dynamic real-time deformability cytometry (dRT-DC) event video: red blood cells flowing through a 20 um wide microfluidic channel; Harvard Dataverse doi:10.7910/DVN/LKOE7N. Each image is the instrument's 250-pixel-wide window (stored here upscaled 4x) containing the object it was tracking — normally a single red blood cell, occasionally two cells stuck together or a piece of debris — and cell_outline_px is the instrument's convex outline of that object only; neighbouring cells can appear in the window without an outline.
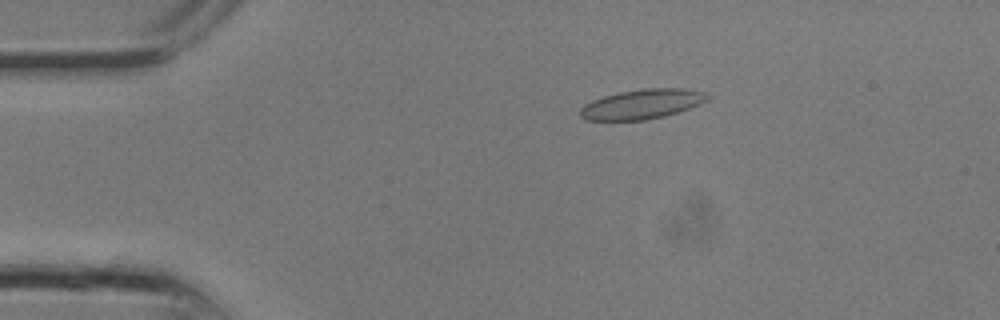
{"species": "common noctule bat (a hibernating species)", "species_latin": "Nyctalus noctula", "temperature_condition": "room temperature", "stored_images_in_passage": 8, "camera_frame_rate_fps": 3000, "um_per_image_px": 0.085, "animal": {"sex": "male", "body_mass_g": 13.3}, "frame": {"image": 1, "passage_image": 2, "time_ms": 0.333, "image_size_px": [1000, 320], "cell_outline_px": [[708, 100], [700, 104], [664, 116], [644, 120], [584, 120], [580, 116], [580, 108], [584, 104], [592, 100], [604, 96], [620, 92], [648, 88], [676, 88], [704, 92], [708, 96]], "centroid_in_image_um": [54.52, 8.86], "position_along_channel_um": 30.5, "area_um2": 21.73}}
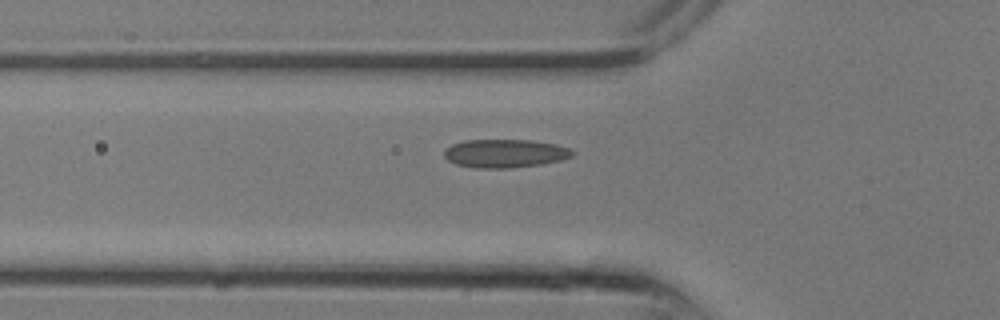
{"frame": {"image": 2, "passage_image": 6, "time_ms": 1.667, "image_size_px": [1000, 320], "cell_outline_px": [[572, 156], [560, 160], [540, 164], [508, 168], [476, 168], [456, 164], [448, 160], [444, 156], [444, 152], [452, 144], [464, 140], [528, 140], [552, 144], [568, 148], [572, 152]], "centroid_in_image_um": [42.86, 13.04], "position_along_channel_um": 82.9, "area_um2": 20.81}}
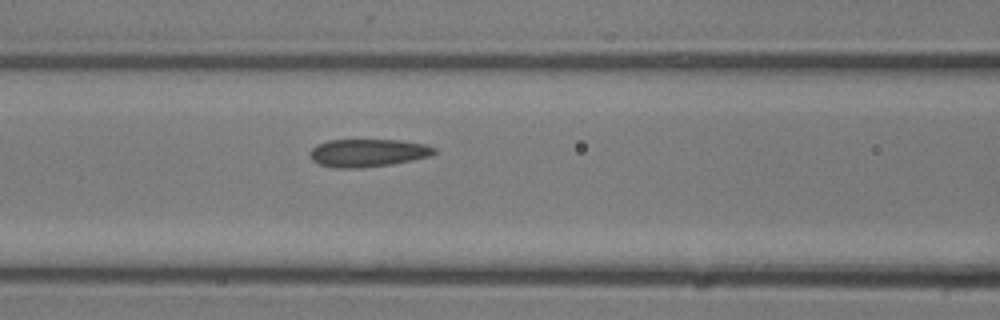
{"frame": {"image": 3, "passage_image": 8, "time_ms": 2.333, "image_size_px": [1000, 320], "cell_outline_px": [[436, 152], [428, 156], [412, 160], [392, 164], [360, 168], [332, 168], [320, 164], [312, 160], [312, 148], [316, 144], [328, 140], [400, 140], [424, 144], [436, 148]], "centroid_in_image_um": [31.26, 12.99], "position_along_channel_um": 135.3, "area_um2": 20.06}}